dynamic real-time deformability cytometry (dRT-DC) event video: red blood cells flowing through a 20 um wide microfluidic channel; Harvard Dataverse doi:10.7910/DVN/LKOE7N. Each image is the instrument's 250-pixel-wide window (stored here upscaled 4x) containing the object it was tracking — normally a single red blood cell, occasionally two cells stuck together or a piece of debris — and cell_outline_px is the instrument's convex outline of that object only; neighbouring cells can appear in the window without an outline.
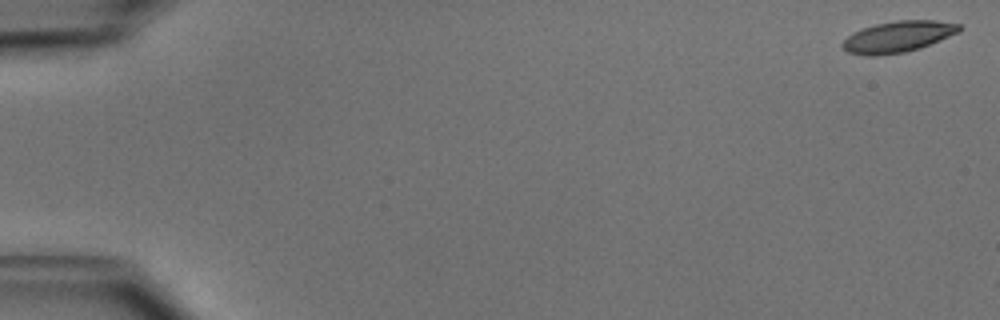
{"species": "common noctule bat (a hibernating species)", "species_latin": "Nyctalus noctula", "temperature_condition": "cold", "stored_images_in_passage": 3, "camera_frame_rate_fps": 3000, "um_per_image_px": 0.085, "animal": {"sex": "male", "body_mass_g": 15.6}, "frame": {"image": 1, "passage_image": 1, "time_ms": 0.0, "image_size_px": [1000, 320], "cell_outline_px": [[960, 32], [920, 48], [904, 52], [872, 56], [868, 56], [848, 52], [840, 44], [852, 32], [876, 24], [896, 20], [936, 20], [960, 24]], "centroid_in_image_um": [76.33, 3.11], "position_along_channel_um": 8.7, "area_um2": 21.1}}